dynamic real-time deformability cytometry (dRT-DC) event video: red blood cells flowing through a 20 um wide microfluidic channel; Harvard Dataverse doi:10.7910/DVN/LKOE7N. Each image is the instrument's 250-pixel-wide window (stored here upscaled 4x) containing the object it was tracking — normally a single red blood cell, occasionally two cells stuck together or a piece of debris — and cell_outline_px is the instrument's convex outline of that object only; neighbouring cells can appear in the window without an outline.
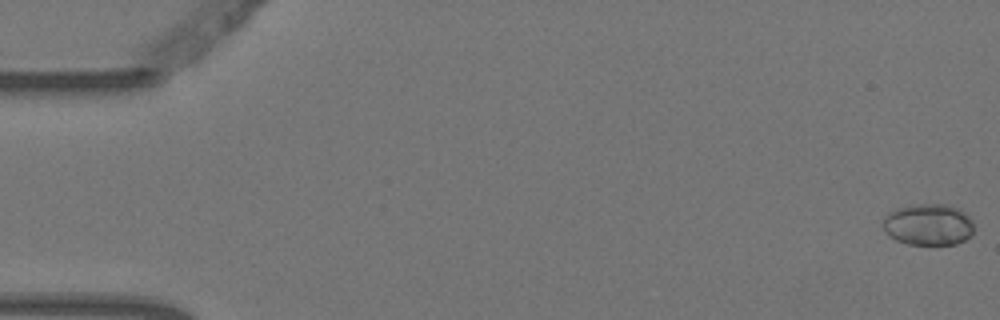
{"species": "Egyptian fruit bat (a non-hibernating species)", "species_latin": "Rousettus aegyptiacus", "temperature_condition": "warm", "stored_images_in_passage": 8, "camera_frame_rate_fps": 3000, "um_per_image_px": 0.085, "animal": {"sex": "female"}, "frame": {"image": 1, "passage_image": 1, "time_ms": 0.0, "image_size_px": [1000, 320], "cell_outline_px": [[972, 232], [964, 240], [956, 244], [908, 244], [896, 240], [884, 228], [884, 220], [888, 212], [896, 208], [908, 204], [948, 204], [960, 208], [972, 220]], "centroid_in_image_um": [78.92, 19.06], "position_along_channel_um": 6.1, "area_um2": 21.91}}
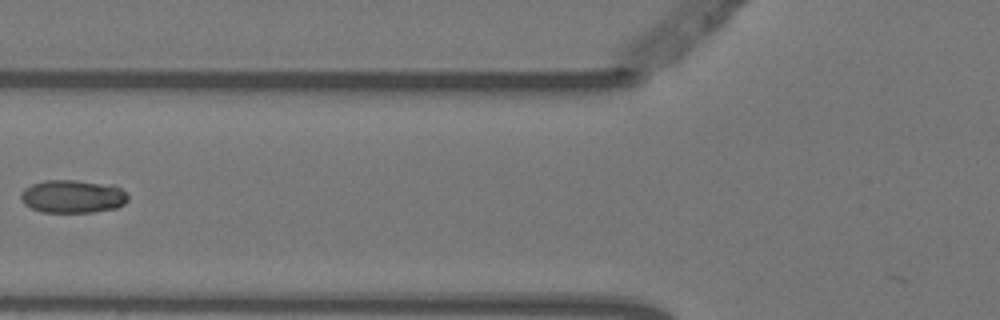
{"frame": {"image": 2, "passage_image": 7, "time_ms": 2.0, "image_size_px": [1000, 320], "cell_outline_px": [[128, 200], [124, 204], [116, 208], [92, 212], [40, 212], [24, 204], [20, 196], [20, 192], [24, 188], [32, 184], [44, 180], [76, 180], [116, 184], [128, 196]], "centroid_in_image_um": [6.19, 16.68], "position_along_channel_um": 119.6, "area_um2": 20.92}}
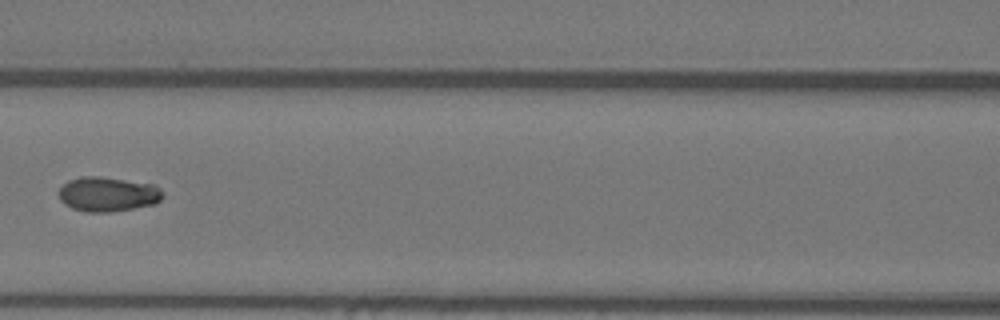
{"frame": {"image": 3, "passage_image": 8, "time_ms": 2.333, "image_size_px": [1000, 320], "cell_outline_px": [[164, 196], [156, 204], [112, 212], [84, 212], [72, 208], [64, 204], [60, 200], [56, 192], [68, 180], [84, 176], [100, 176], [152, 184], [160, 188], [164, 192]], "centroid_in_image_um": [9.15, 16.51], "position_along_channel_um": 157.4, "area_um2": 21.27}}